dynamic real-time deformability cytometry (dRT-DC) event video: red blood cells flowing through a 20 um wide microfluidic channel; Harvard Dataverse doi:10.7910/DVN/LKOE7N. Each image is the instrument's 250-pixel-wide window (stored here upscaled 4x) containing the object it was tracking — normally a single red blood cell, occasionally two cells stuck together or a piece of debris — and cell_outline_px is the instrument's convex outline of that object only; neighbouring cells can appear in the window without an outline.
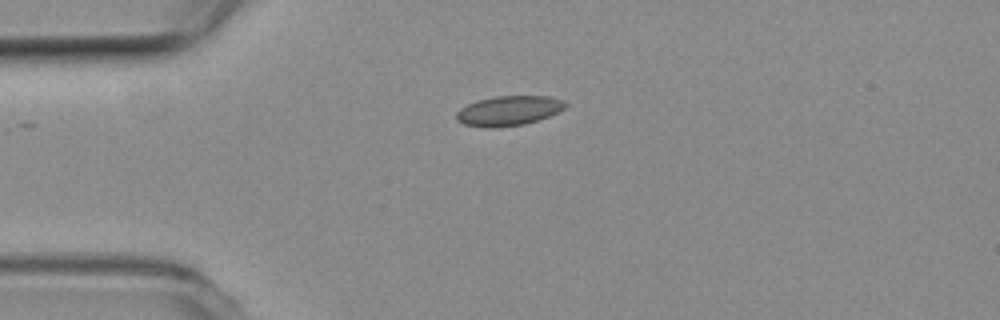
{"species": "common noctule bat (a hibernating species)", "species_latin": "Nyctalus noctula", "temperature_condition": "room temperature", "stored_images_in_passage": 42, "camera_frame_rate_fps": 3000, "um_per_image_px": 0.085, "animal": {"sex": "female", "body_mass_g": 19.3, "forearm_length_mm": 54.1}, "frame": {"image": 1, "passage_image": 1, "time_ms": 0.0, "image_size_px": [1000, 320], "cell_outline_px": [[568, 104], [564, 108], [548, 116], [524, 124], [496, 128], [484, 128], [464, 124], [456, 120], [456, 112], [460, 108], [476, 100], [496, 96], [548, 96], [564, 100]], "centroid_in_image_um": [43.2, 9.41], "position_along_channel_um": 41.8, "area_um2": 18.96}}
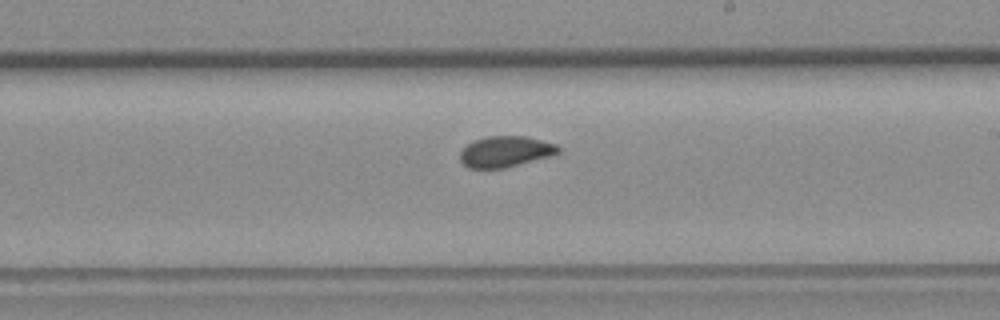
{"frame": {"image": 2, "passage_image": 19, "time_ms": 6.0, "image_size_px": [1000, 320], "cell_outline_px": [[560, 152], [548, 156], [504, 168], [468, 168], [460, 160], [460, 152], [472, 140], [488, 136], [528, 136], [556, 144], [560, 148]], "centroid_in_image_um": [42.94, 12.87], "position_along_channel_um": 246.1, "area_um2": 17.57}}
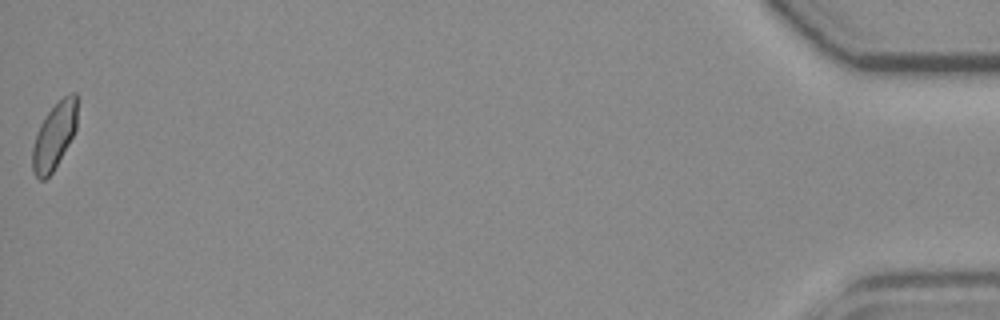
{"frame": {"image": 3, "passage_image": 42, "time_ms": 13.667, "image_size_px": [1000, 320], "cell_outline_px": [[80, 96], [76, 128], [68, 144], [52, 172], [44, 180], [40, 180], [32, 172], [32, 148], [36, 132], [40, 124], [48, 112], [64, 96], [72, 92], [76, 92]], "centroid_in_image_um": [4.64, 11.49], "position_along_channel_um": 430.6, "area_um2": 17.51}, "authors_computed_cell_mechanics": {"area_um2": 17.9758, "velocity_mm_per_s": 3.7784, "shape_relaxation_time_tau1_ms": 6.4396, "shape_relaxation_time_tau2_ms": null, "deformation_change_tau1": 0.0913, "deformation_change_tau2": null}}